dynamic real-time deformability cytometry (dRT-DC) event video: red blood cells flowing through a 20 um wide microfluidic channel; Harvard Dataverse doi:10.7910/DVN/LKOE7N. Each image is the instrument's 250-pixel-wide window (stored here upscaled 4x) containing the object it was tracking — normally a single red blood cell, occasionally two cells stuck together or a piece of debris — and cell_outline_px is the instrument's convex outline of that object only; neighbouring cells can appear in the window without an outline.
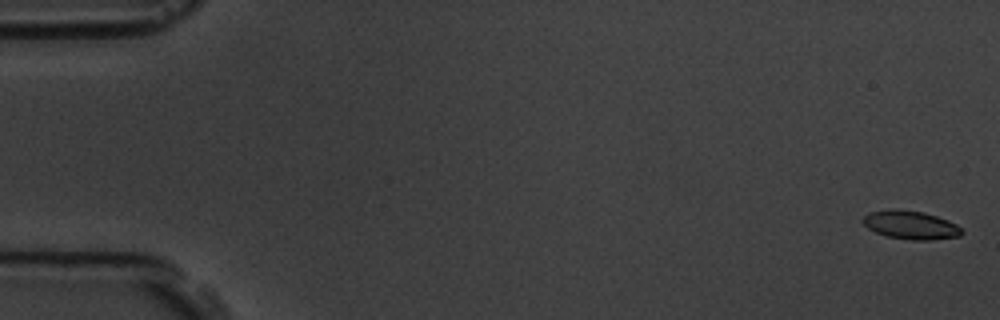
{"species": "common noctule bat (a hibernating species)", "species_latin": "Nyctalus noctula", "temperature_condition": "room temperature", "stored_images_in_passage": 11, "camera_frame_rate_fps": 3000, "um_per_image_px": 0.085, "animal": {"sex": "male", "body_mass_g": 19.5, "forearm_length_mm": 54.6}, "frame": {"image": 1, "passage_image": 2, "time_ms": 0.333, "image_size_px": [1000, 320], "cell_outline_px": [[964, 232], [960, 236], [932, 240], [912, 240], [888, 236], [876, 232], [868, 228], [860, 220], [868, 212], [892, 208], [896, 208], [924, 212], [948, 220], [956, 224]], "centroid_in_image_um": [77.39, 19.11], "position_along_channel_um": 7.6, "area_um2": 16.53}}